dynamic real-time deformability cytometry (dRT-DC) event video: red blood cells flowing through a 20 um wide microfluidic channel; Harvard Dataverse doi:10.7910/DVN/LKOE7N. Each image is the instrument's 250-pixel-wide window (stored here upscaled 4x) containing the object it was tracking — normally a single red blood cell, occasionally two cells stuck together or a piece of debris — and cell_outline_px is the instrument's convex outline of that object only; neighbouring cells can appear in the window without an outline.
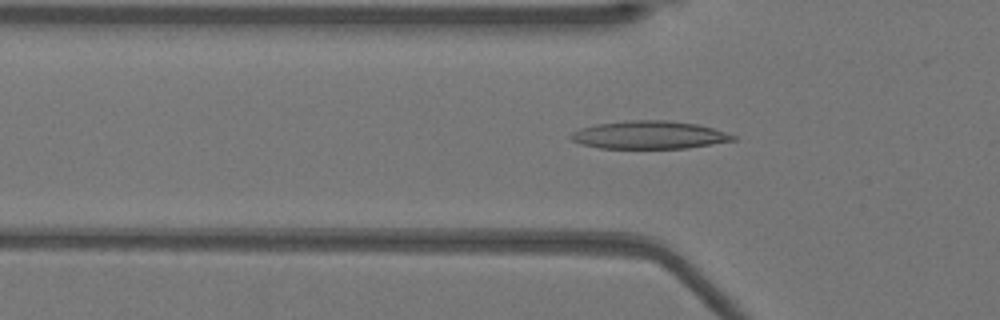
{"species": "Egyptian fruit bat (a non-hibernating species)", "species_latin": "Rousettus aegyptiacus", "temperature_condition": "warm", "stored_images_in_passage": 52, "camera_frame_rate_fps": 3000, "um_per_image_px": 0.085, "animal": {"sex": "female"}, "frame": {"image": 1, "passage_image": 16, "time_ms": 5.0, "image_size_px": [1000, 320], "cell_outline_px": [[736, 140], [688, 148], [600, 148], [580, 144], [572, 140], [568, 136], [572, 132], [580, 128], [596, 124], [628, 120], [668, 120], [696, 124], [712, 128], [736, 136]], "centroid_in_image_um": [55.15, 11.47], "position_along_channel_um": 70.7, "area_um2": 26.36}}
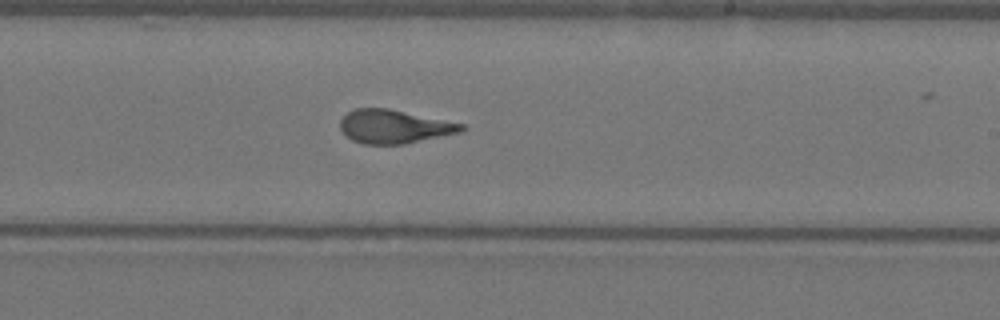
{"frame": {"image": 2, "passage_image": 30, "time_ms": 9.667, "image_size_px": [1000, 320], "cell_outline_px": [[464, 128], [460, 132], [404, 144], [364, 144], [352, 140], [340, 128], [340, 120], [348, 112], [356, 108], [388, 108], [464, 124]], "centroid_in_image_um": [33.48, 10.75], "position_along_channel_um": 255.5, "area_um2": 23.41}}
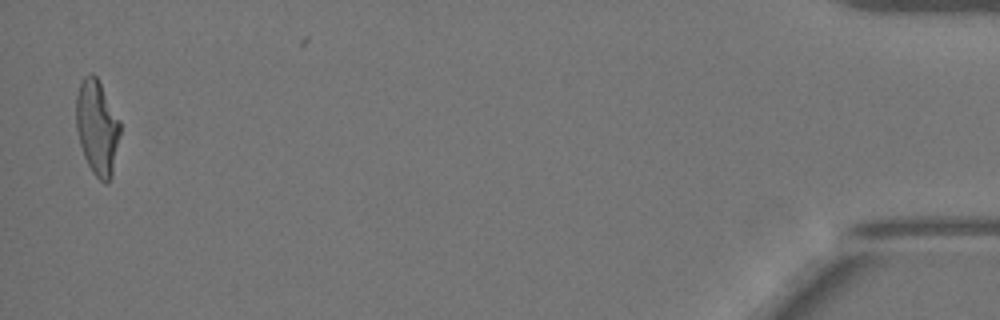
{"frame": {"image": 3, "passage_image": 50, "time_ms": 16.333, "image_size_px": [1000, 320], "cell_outline_px": [[120, 132], [112, 176], [108, 184], [104, 184], [92, 172], [84, 156], [80, 144], [76, 128], [76, 96], [80, 84], [84, 76], [88, 72], [92, 72], [96, 76], [120, 120]], "centroid_in_image_um": [8.25, 10.84], "position_along_channel_um": 426.9, "area_um2": 24.33}, "authors_computed_cell_mechanics": {"area_um2": 24.4783, "velocity_mm_per_s": 3.9501, "shape_relaxation_time_tau1_ms": 6.164, "shape_relaxation_time_tau2_ms": 1.039, "deformation_change_tau1": 0.2423, "deformation_change_tau2": 0.0779}}